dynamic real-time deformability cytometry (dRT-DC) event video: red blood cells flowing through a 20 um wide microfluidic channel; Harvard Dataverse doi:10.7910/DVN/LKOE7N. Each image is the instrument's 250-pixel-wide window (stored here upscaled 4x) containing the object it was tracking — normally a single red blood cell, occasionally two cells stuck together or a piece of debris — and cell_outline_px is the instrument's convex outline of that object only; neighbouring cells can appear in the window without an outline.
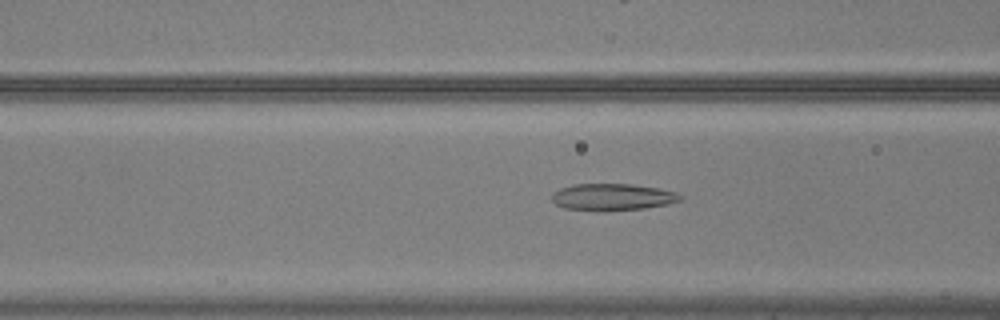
{"species": "common noctule bat (a hibernating species)", "species_latin": "Nyctalus noctula", "temperature_condition": "warm", "stored_images_in_passage": 49, "camera_frame_rate_fps": 3000, "um_per_image_px": 0.085, "animal": {"sex": "male", "body_mass_g": 20.5, "forearm_length_mm": 52.5}, "frame": {"image": 1, "passage_image": 16, "time_ms": 5.0, "image_size_px": [1000, 320], "cell_outline_px": [[684, 196], [680, 200], [668, 204], [644, 208], [564, 208], [556, 204], [552, 200], [552, 192], [560, 188], [572, 184], [632, 184], [656, 188], [676, 192]], "centroid_in_image_um": [52.07, 16.69], "position_along_channel_um": 114.5, "area_um2": 19.13}}
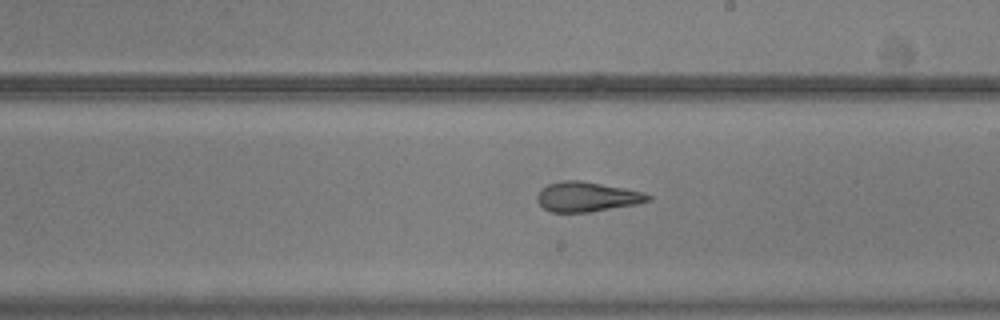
{"frame": {"image": 2, "passage_image": 26, "time_ms": 8.333, "image_size_px": [1000, 320], "cell_outline_px": [[652, 200], [636, 204], [588, 212], [552, 212], [544, 208], [536, 200], [536, 196], [540, 188], [548, 184], [564, 180], [580, 180], [644, 192], [652, 196]], "centroid_in_image_um": [49.87, 16.72], "position_along_channel_um": 239.1, "area_um2": 19.19}}
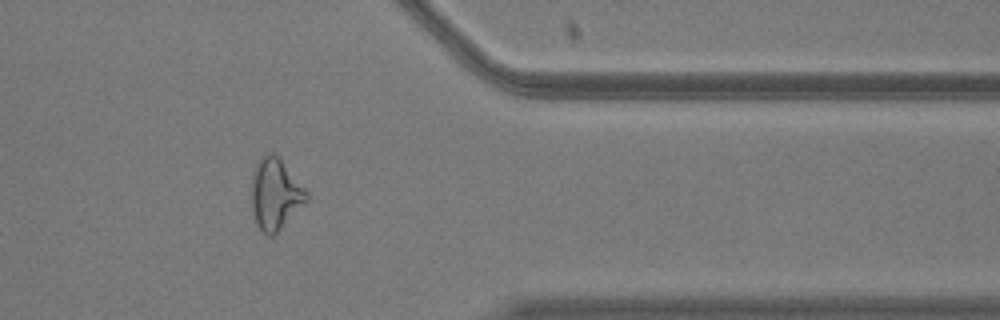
{"frame": {"image": 3, "passage_image": 39, "time_ms": 12.667, "image_size_px": [1000, 320], "cell_outline_px": [[308, 200], [272, 236], [268, 236], [256, 224], [252, 208], [252, 172], [256, 160], [264, 152], [272, 152], [280, 160], [308, 192]], "centroid_in_image_um": [23.36, 16.46], "position_along_channel_um": 388.0, "area_um2": 22.48}, "authors_computed_cell_mechanics": {"area_um2": 21.675, "velocity_mm_per_s": 3.7311, "shape_relaxation_time_tau1_ms": 8.5349, "shape_relaxation_time_tau2_ms": 2.3333, "deformation_change_tau1": 0.2433, "deformation_change_tau2": 0.1217}}